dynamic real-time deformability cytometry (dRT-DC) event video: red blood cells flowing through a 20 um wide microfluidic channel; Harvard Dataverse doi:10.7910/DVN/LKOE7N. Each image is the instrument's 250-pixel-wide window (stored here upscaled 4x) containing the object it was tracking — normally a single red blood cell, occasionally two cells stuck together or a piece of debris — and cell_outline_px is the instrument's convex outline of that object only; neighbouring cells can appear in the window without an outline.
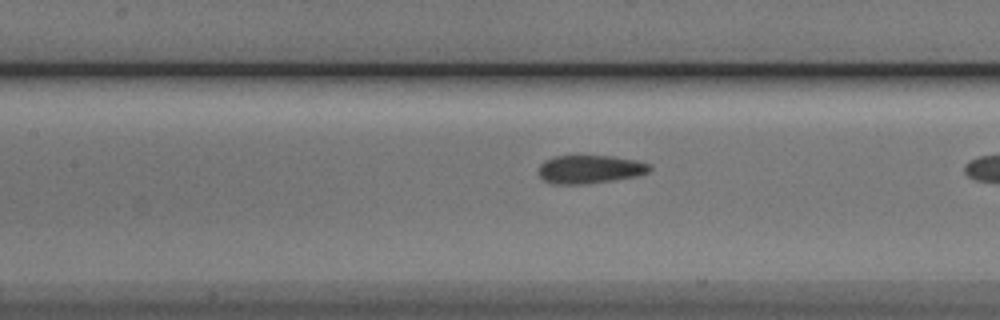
{"species": "Egyptian fruit bat (a non-hibernating species)", "species_latin": "Rousettus aegyptiacus", "temperature_condition": "cold", "stored_images_in_passage": 12, "camera_frame_rate_fps": 3000, "um_per_image_px": 0.085, "animal": {"sex": "male"}, "frame": {"image": 1, "passage_image": 10, "time_ms": 3.0, "image_size_px": [1000, 320], "cell_outline_px": [[652, 168], [648, 172], [636, 176], [612, 180], [584, 184], [556, 184], [544, 180], [540, 176], [540, 164], [544, 160], [552, 156], [612, 156], [636, 160], [648, 164]], "centroid_in_image_um": [50.13, 14.38], "position_along_channel_um": 157.3, "area_um2": 18.15}}